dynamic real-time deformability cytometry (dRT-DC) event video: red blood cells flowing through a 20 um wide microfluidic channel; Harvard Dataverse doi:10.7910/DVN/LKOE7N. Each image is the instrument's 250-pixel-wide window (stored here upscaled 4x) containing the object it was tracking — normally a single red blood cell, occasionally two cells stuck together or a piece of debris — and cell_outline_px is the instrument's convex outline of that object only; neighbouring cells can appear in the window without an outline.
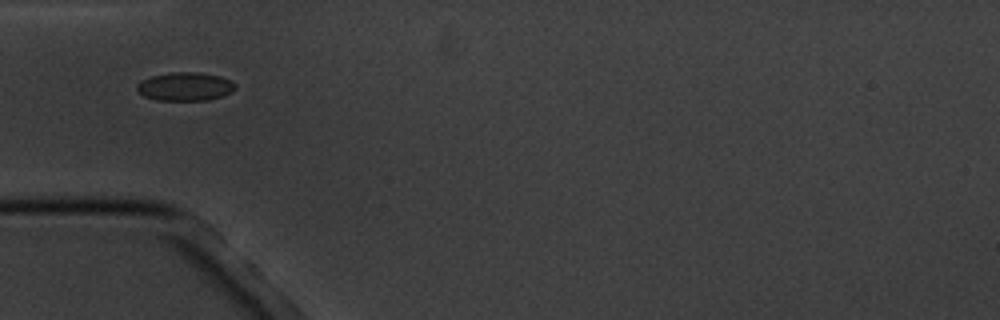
{"species": "common noctule bat (a hibernating species)", "species_latin": "Nyctalus noctula", "temperature_condition": "cold", "stored_images_in_passage": 15, "camera_frame_rate_fps": 3000, "um_per_image_px": 0.085, "animal": {"sex": "male", "body_mass_g": 20.1, "forearm_length_mm": 53.5}, "frame": {"image": 1, "passage_image": 4, "time_ms": 3.667, "image_size_px": [1000, 320], "cell_outline_px": [[236, 88], [220, 96], [208, 100], [156, 100], [144, 96], [136, 88], [136, 84], [140, 80], [152, 76], [172, 72], [196, 72], [220, 76], [236, 84]], "centroid_in_image_um": [15.69, 7.35], "position_along_channel_um": 69.3, "area_um2": 16.13}}
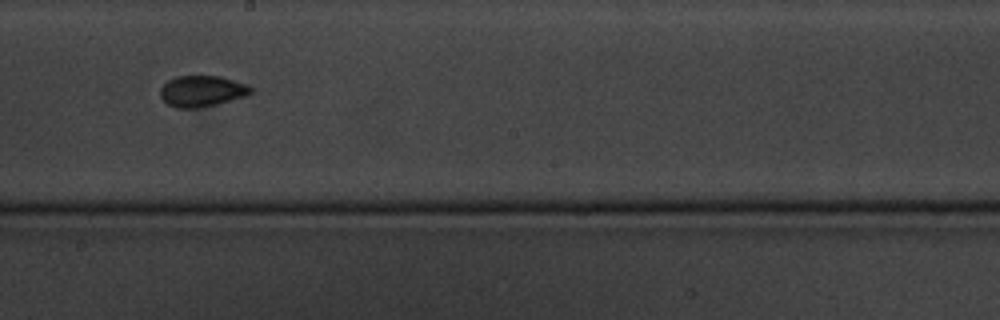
{"frame": {"image": 2, "passage_image": 8, "time_ms": 8.333, "image_size_px": [1000, 320], "cell_outline_px": [[252, 92], [244, 96], [216, 104], [200, 108], [176, 108], [168, 104], [160, 96], [160, 88], [168, 80], [176, 76], [220, 76], [248, 84], [252, 88]], "centroid_in_image_um": [17.15, 7.74], "position_along_channel_um": 231.1, "area_um2": 16.36}}
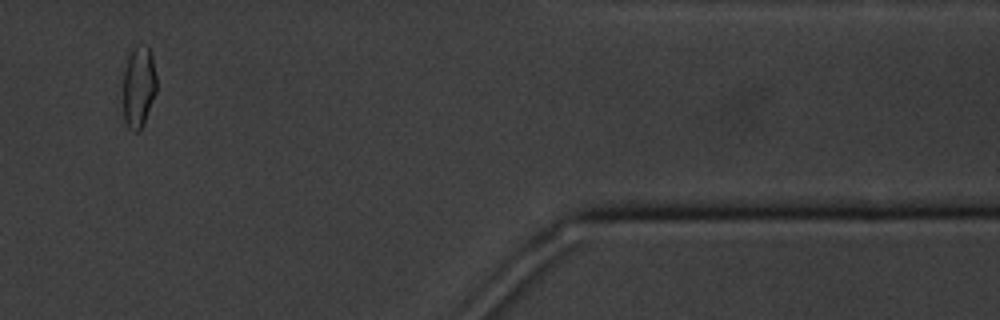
{"frame": {"image": 3, "passage_image": 13, "time_ms": 14.333, "image_size_px": [1000, 320], "cell_outline_px": [[156, 92], [144, 124], [140, 132], [132, 132], [128, 128], [124, 120], [124, 56], [132, 48], [148, 48], [152, 52], [156, 76]], "centroid_in_image_um": [11.77, 7.4], "position_along_channel_um": 399.6, "area_um2": 16.18}, "authors_computed_cell_mechanics": {"area_um2": 16.1262, "velocity_mm_per_s": 3.4401, "shape_relaxation_time_tau1_ms": 2.2322, "shape_relaxation_time_tau2_ms": 0.2513, "deformation_change_tau1": 0.0586, "deformation_change_tau2": 0.0305}}